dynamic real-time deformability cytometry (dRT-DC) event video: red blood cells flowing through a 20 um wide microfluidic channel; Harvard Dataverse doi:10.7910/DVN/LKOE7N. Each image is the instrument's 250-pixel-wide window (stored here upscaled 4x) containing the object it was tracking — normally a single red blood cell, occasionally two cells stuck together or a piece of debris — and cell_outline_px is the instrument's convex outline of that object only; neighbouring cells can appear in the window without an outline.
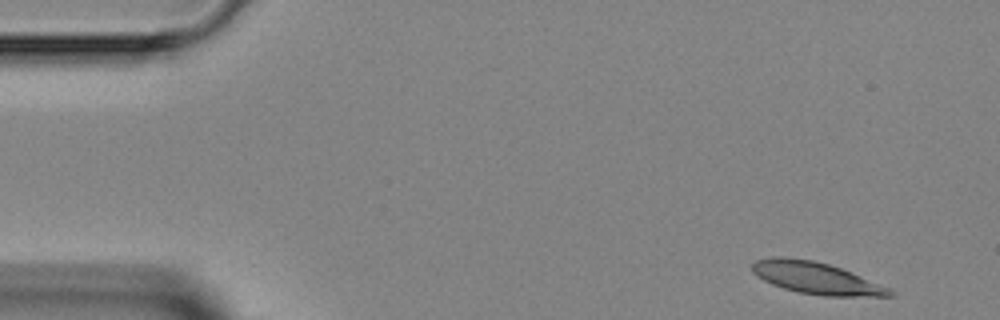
{"species": "Egyptian fruit bat (a non-hibernating species)", "species_latin": "Rousettus aegyptiacus", "temperature_condition": "room temperature", "stored_images_in_passage": 44, "camera_frame_rate_fps": 3000, "um_per_image_px": 0.085, "animal": {"sex": "female"}, "frame": {"image": 1, "passage_image": 1, "time_ms": 0.0, "image_size_px": [1000, 320], "cell_outline_px": [[892, 296], [824, 296], [796, 292], [772, 284], [756, 276], [752, 272], [752, 264], [756, 260], [776, 256], [784, 256], [812, 260], [828, 264], [840, 268], [888, 288], [892, 292]], "centroid_in_image_um": [69.28, 23.63], "position_along_channel_um": 15.7, "area_um2": 25.14}}
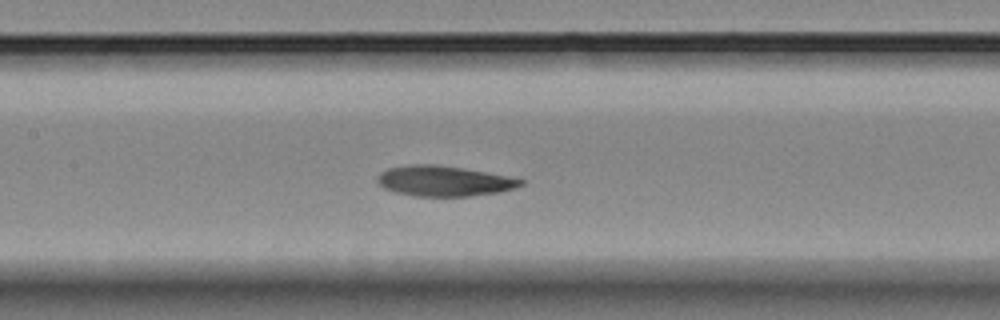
{"frame": {"image": 2, "passage_image": 19, "time_ms": 6.0, "image_size_px": [1000, 320], "cell_outline_px": [[524, 184], [516, 188], [500, 192], [468, 196], [416, 196], [396, 192], [384, 188], [376, 180], [376, 176], [380, 172], [388, 168], [408, 164], [436, 164], [508, 176], [524, 180]], "centroid_in_image_um": [37.72, 15.38], "position_along_channel_um": 169.7, "area_um2": 25.32}}
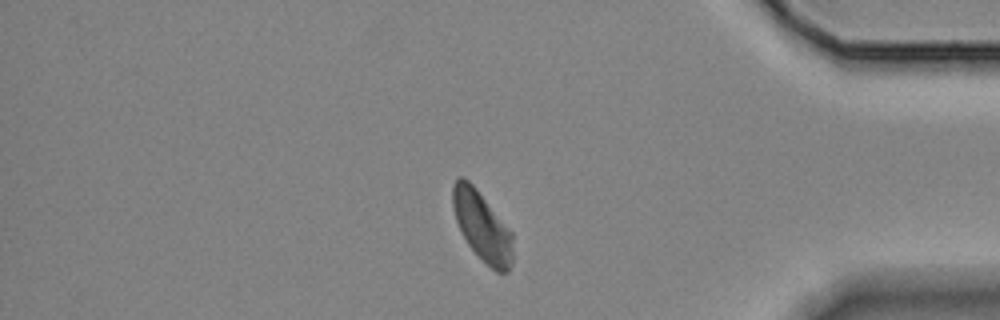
{"frame": {"image": 3, "passage_image": 37, "time_ms": 12.0, "image_size_px": [1000, 320], "cell_outline_px": [[512, 264], [508, 272], [496, 272], [468, 244], [456, 220], [452, 208], [452, 188], [456, 176], [464, 176], [476, 188], [512, 232]], "centroid_in_image_um": [40.96, 19.19], "position_along_channel_um": 394.2, "area_um2": 23.99}}